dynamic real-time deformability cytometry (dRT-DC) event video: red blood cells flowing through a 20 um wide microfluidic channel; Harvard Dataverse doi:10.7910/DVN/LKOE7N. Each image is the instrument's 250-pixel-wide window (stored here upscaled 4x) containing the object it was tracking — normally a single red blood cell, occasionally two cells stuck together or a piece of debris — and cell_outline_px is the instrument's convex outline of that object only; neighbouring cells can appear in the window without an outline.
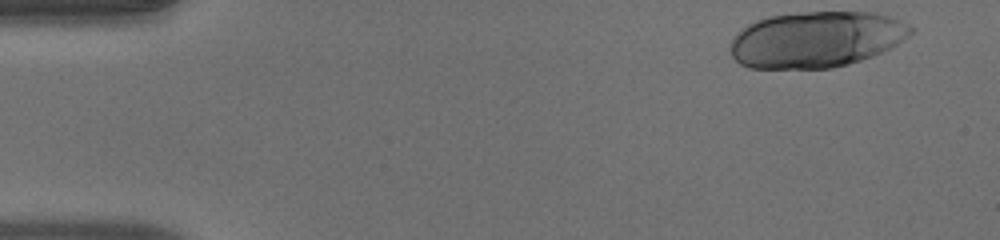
{"species": "human", "species_latin": "Homo sapiens", "temperature_condition": "warm", "stored_images_in_passage": 47, "camera_frame_rate_fps": 3000, "um_per_image_px": 0.085, "donor": {"sex": "male"}, "frame": {"image": 1, "passage_image": 1, "time_ms": 0.0, "image_size_px": [1000, 240], "cell_outline_px": [[916, 28], [908, 36], [896, 44], [872, 56], [848, 64], [832, 68], [748, 68], [740, 64], [732, 56], [728, 44], [748, 24], [768, 16], [800, 12], [876, 12], [888, 16], [908, 24]], "centroid_in_image_um": [69.37, 3.35], "position_along_channel_um": 15.6, "area_um2": 58.78}}
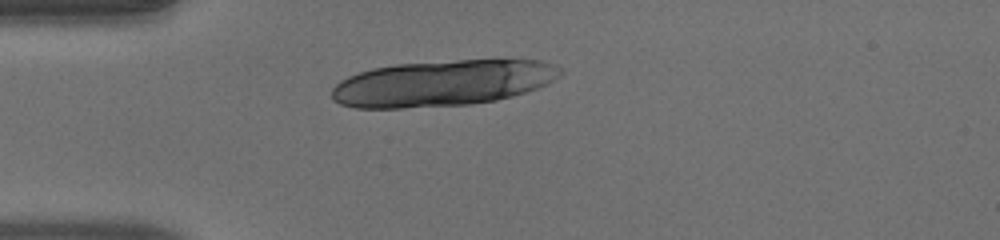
{"frame": {"image": 2, "passage_image": 11, "time_ms": 3.333, "image_size_px": [1000, 240], "cell_outline_px": [[564, 72], [560, 76], [548, 84], [512, 96], [496, 100], [472, 104], [404, 108], [356, 108], [340, 104], [332, 100], [332, 88], [340, 80], [348, 76], [372, 68], [396, 64], [460, 60], [540, 60], [552, 64], [560, 68]], "centroid_in_image_um": [37.6, 7.07], "position_along_channel_um": 47.4, "area_um2": 61.33}}
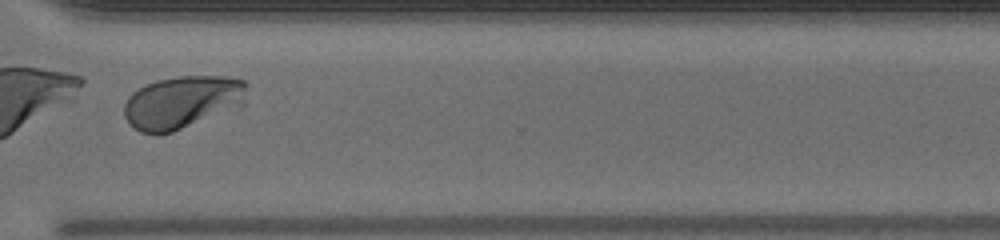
{"frame": {"image": 3, "passage_image": 36, "time_ms": 11.667, "image_size_px": [1000, 240], "cell_outline_px": [[248, 84], [244, 104], [172, 132], [140, 132], [128, 124], [124, 116], [124, 104], [128, 96], [132, 92], [156, 80], [176, 76], [224, 76], [244, 80]], "centroid_in_image_um": [15.48, 8.65], "position_along_channel_um": 355.1, "area_um2": 37.4}}